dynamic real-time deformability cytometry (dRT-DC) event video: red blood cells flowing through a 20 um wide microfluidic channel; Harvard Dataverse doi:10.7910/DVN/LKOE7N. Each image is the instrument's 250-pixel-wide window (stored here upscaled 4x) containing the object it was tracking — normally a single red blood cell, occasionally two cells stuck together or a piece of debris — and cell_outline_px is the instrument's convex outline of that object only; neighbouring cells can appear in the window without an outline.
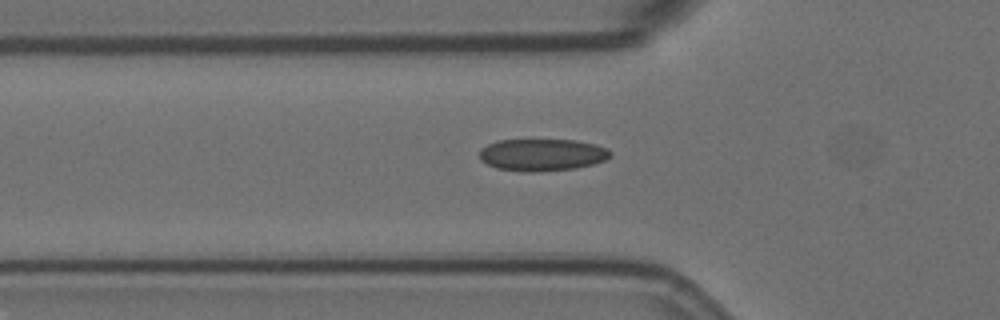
{"species": "Egyptian fruit bat (a non-hibernating species)", "species_latin": "Rousettus aegyptiacus", "temperature_condition": "room temperature", "stored_images_in_passage": 41, "camera_frame_rate_fps": 3000, "um_per_image_px": 0.085, "animal": {"sex": "female"}, "frame": {"image": 1, "passage_image": 2, "time_ms": 0.333, "image_size_px": [1000, 320], "cell_outline_px": [[612, 156], [604, 160], [592, 164], [576, 168], [536, 172], [520, 172], [496, 168], [480, 160], [480, 148], [496, 140], [576, 140], [596, 144], [608, 148], [612, 152]], "centroid_in_image_um": [46.08, 13.16], "position_along_channel_um": 79.7, "area_um2": 24.74}}
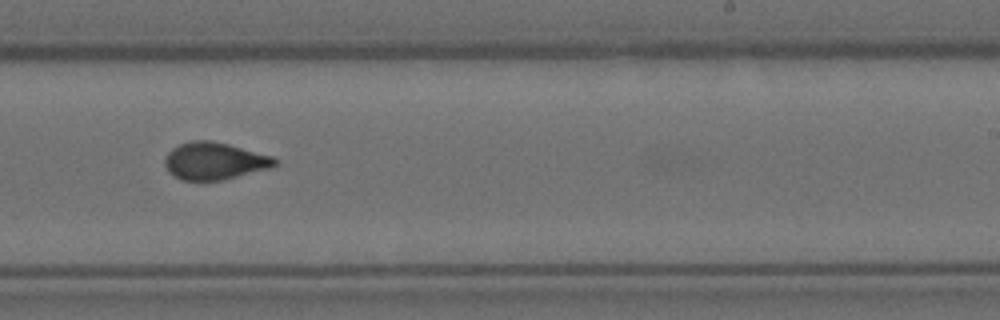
{"frame": {"image": 2, "passage_image": 18, "time_ms": 5.667, "image_size_px": [1000, 320], "cell_outline_px": [[280, 160], [272, 168], [224, 180], [180, 180], [168, 172], [164, 164], [164, 160], [168, 152], [172, 148], [180, 144], [192, 140], [212, 140], [228, 144], [272, 156]], "centroid_in_image_um": [18.24, 13.69], "position_along_channel_um": 270.8, "area_um2": 24.1}}
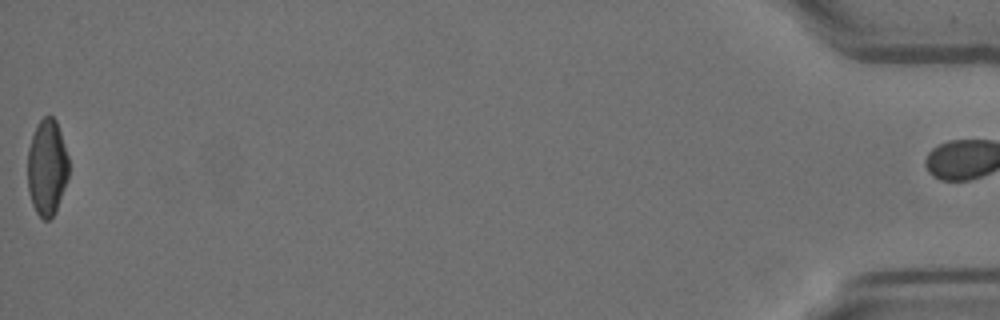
{"frame": {"image": 3, "passage_image": 40, "time_ms": 13.0, "image_size_px": [1000, 320], "cell_outline_px": [[68, 176], [56, 212], [48, 220], [44, 220], [36, 212], [32, 204], [28, 192], [28, 148], [36, 124], [44, 116], [52, 116], [56, 120], [68, 156]], "centroid_in_image_um": [3.98, 14.23], "position_along_channel_um": 431.2, "area_um2": 23.0}}